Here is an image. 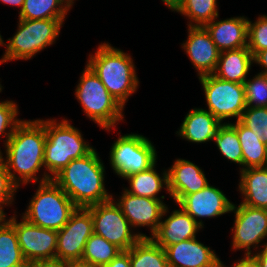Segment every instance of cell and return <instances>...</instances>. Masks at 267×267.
Returning <instances> with one entry per match:
<instances>
[{
  "instance_id": "obj_1",
  "label": "cell",
  "mask_w": 267,
  "mask_h": 267,
  "mask_svg": "<svg viewBox=\"0 0 267 267\" xmlns=\"http://www.w3.org/2000/svg\"><path fill=\"white\" fill-rule=\"evenodd\" d=\"M45 142V126L38 119H23L4 145L5 158L0 149V156L6 164L9 177L18 189L20 185L30 182H43V178L38 177L37 173H40L43 167L45 170Z\"/></svg>"
},
{
  "instance_id": "obj_2",
  "label": "cell",
  "mask_w": 267,
  "mask_h": 267,
  "mask_svg": "<svg viewBox=\"0 0 267 267\" xmlns=\"http://www.w3.org/2000/svg\"><path fill=\"white\" fill-rule=\"evenodd\" d=\"M105 166L93 149L84 157L71 160L52 180L77 207L103 203L113 198L105 189Z\"/></svg>"
},
{
  "instance_id": "obj_3",
  "label": "cell",
  "mask_w": 267,
  "mask_h": 267,
  "mask_svg": "<svg viewBox=\"0 0 267 267\" xmlns=\"http://www.w3.org/2000/svg\"><path fill=\"white\" fill-rule=\"evenodd\" d=\"M86 63L113 98L124 108L129 97L139 86L131 55L104 42L98 45L95 54L89 55Z\"/></svg>"
},
{
  "instance_id": "obj_4",
  "label": "cell",
  "mask_w": 267,
  "mask_h": 267,
  "mask_svg": "<svg viewBox=\"0 0 267 267\" xmlns=\"http://www.w3.org/2000/svg\"><path fill=\"white\" fill-rule=\"evenodd\" d=\"M38 120L45 126L46 133L44 153L46 170L42 173L43 182L51 180L71 160L84 157L94 149L83 139L79 129L71 125L67 119L64 118L60 122L55 118Z\"/></svg>"
},
{
  "instance_id": "obj_5",
  "label": "cell",
  "mask_w": 267,
  "mask_h": 267,
  "mask_svg": "<svg viewBox=\"0 0 267 267\" xmlns=\"http://www.w3.org/2000/svg\"><path fill=\"white\" fill-rule=\"evenodd\" d=\"M81 73L74 95L82 106L85 116L109 132L124 120V108L113 98L87 64Z\"/></svg>"
},
{
  "instance_id": "obj_6",
  "label": "cell",
  "mask_w": 267,
  "mask_h": 267,
  "mask_svg": "<svg viewBox=\"0 0 267 267\" xmlns=\"http://www.w3.org/2000/svg\"><path fill=\"white\" fill-rule=\"evenodd\" d=\"M66 19L25 20L19 19L17 31L8 38L7 44L1 38L5 52L2 63L13 60H29L58 39Z\"/></svg>"
},
{
  "instance_id": "obj_7",
  "label": "cell",
  "mask_w": 267,
  "mask_h": 267,
  "mask_svg": "<svg viewBox=\"0 0 267 267\" xmlns=\"http://www.w3.org/2000/svg\"><path fill=\"white\" fill-rule=\"evenodd\" d=\"M76 208L70 197L51 179L39 183L21 217L33 225L58 231Z\"/></svg>"
},
{
  "instance_id": "obj_8",
  "label": "cell",
  "mask_w": 267,
  "mask_h": 267,
  "mask_svg": "<svg viewBox=\"0 0 267 267\" xmlns=\"http://www.w3.org/2000/svg\"><path fill=\"white\" fill-rule=\"evenodd\" d=\"M109 154L111 168L123 179L157 163V151L153 143L137 133L119 136L112 144Z\"/></svg>"
},
{
  "instance_id": "obj_9",
  "label": "cell",
  "mask_w": 267,
  "mask_h": 267,
  "mask_svg": "<svg viewBox=\"0 0 267 267\" xmlns=\"http://www.w3.org/2000/svg\"><path fill=\"white\" fill-rule=\"evenodd\" d=\"M86 208L92 215L93 233L102 236L122 251L129 250L140 238H149L146 234L133 231L113 199Z\"/></svg>"
},
{
  "instance_id": "obj_10",
  "label": "cell",
  "mask_w": 267,
  "mask_h": 267,
  "mask_svg": "<svg viewBox=\"0 0 267 267\" xmlns=\"http://www.w3.org/2000/svg\"><path fill=\"white\" fill-rule=\"evenodd\" d=\"M202 84L207 109L218 120H240L246 109L244 84L225 81L213 74L198 77Z\"/></svg>"
},
{
  "instance_id": "obj_11",
  "label": "cell",
  "mask_w": 267,
  "mask_h": 267,
  "mask_svg": "<svg viewBox=\"0 0 267 267\" xmlns=\"http://www.w3.org/2000/svg\"><path fill=\"white\" fill-rule=\"evenodd\" d=\"M15 212L7 219L15 228L18 243L28 264L55 263L57 231L26 221L18 222Z\"/></svg>"
},
{
  "instance_id": "obj_12",
  "label": "cell",
  "mask_w": 267,
  "mask_h": 267,
  "mask_svg": "<svg viewBox=\"0 0 267 267\" xmlns=\"http://www.w3.org/2000/svg\"><path fill=\"white\" fill-rule=\"evenodd\" d=\"M93 234V220L87 208L77 207L69 221L57 231L55 263L81 262L85 244Z\"/></svg>"
},
{
  "instance_id": "obj_13",
  "label": "cell",
  "mask_w": 267,
  "mask_h": 267,
  "mask_svg": "<svg viewBox=\"0 0 267 267\" xmlns=\"http://www.w3.org/2000/svg\"><path fill=\"white\" fill-rule=\"evenodd\" d=\"M234 225L231 229V249L245 250L244 254H252L251 248L257 250L267 239V209L233 204ZM262 243V244H261ZM260 244V245H259Z\"/></svg>"
},
{
  "instance_id": "obj_14",
  "label": "cell",
  "mask_w": 267,
  "mask_h": 267,
  "mask_svg": "<svg viewBox=\"0 0 267 267\" xmlns=\"http://www.w3.org/2000/svg\"><path fill=\"white\" fill-rule=\"evenodd\" d=\"M122 195V196H121ZM117 201L122 213L129 221L133 230L137 227H149L150 237L156 232L161 219L169 213L168 205L162 199L136 196L123 190Z\"/></svg>"
},
{
  "instance_id": "obj_15",
  "label": "cell",
  "mask_w": 267,
  "mask_h": 267,
  "mask_svg": "<svg viewBox=\"0 0 267 267\" xmlns=\"http://www.w3.org/2000/svg\"><path fill=\"white\" fill-rule=\"evenodd\" d=\"M225 195L216 186L208 184L202 190L186 195L178 206L204 228L201 218H217L231 213L233 203Z\"/></svg>"
},
{
  "instance_id": "obj_16",
  "label": "cell",
  "mask_w": 267,
  "mask_h": 267,
  "mask_svg": "<svg viewBox=\"0 0 267 267\" xmlns=\"http://www.w3.org/2000/svg\"><path fill=\"white\" fill-rule=\"evenodd\" d=\"M189 57L198 77L213 74L220 51L204 26H188V37L181 45Z\"/></svg>"
},
{
  "instance_id": "obj_17",
  "label": "cell",
  "mask_w": 267,
  "mask_h": 267,
  "mask_svg": "<svg viewBox=\"0 0 267 267\" xmlns=\"http://www.w3.org/2000/svg\"><path fill=\"white\" fill-rule=\"evenodd\" d=\"M167 170L169 195L176 204L186 195L200 191L209 184L201 167L189 160L177 158Z\"/></svg>"
},
{
  "instance_id": "obj_18",
  "label": "cell",
  "mask_w": 267,
  "mask_h": 267,
  "mask_svg": "<svg viewBox=\"0 0 267 267\" xmlns=\"http://www.w3.org/2000/svg\"><path fill=\"white\" fill-rule=\"evenodd\" d=\"M165 252L169 267H218L221 261L214 250L196 238L169 245Z\"/></svg>"
},
{
  "instance_id": "obj_19",
  "label": "cell",
  "mask_w": 267,
  "mask_h": 267,
  "mask_svg": "<svg viewBox=\"0 0 267 267\" xmlns=\"http://www.w3.org/2000/svg\"><path fill=\"white\" fill-rule=\"evenodd\" d=\"M203 229L181 207L174 209L166 219H161L156 232L150 237L162 248L184 240L197 238L196 234Z\"/></svg>"
},
{
  "instance_id": "obj_20",
  "label": "cell",
  "mask_w": 267,
  "mask_h": 267,
  "mask_svg": "<svg viewBox=\"0 0 267 267\" xmlns=\"http://www.w3.org/2000/svg\"><path fill=\"white\" fill-rule=\"evenodd\" d=\"M217 18L204 27L220 52L247 47V17L236 16L225 20H216Z\"/></svg>"
},
{
  "instance_id": "obj_21",
  "label": "cell",
  "mask_w": 267,
  "mask_h": 267,
  "mask_svg": "<svg viewBox=\"0 0 267 267\" xmlns=\"http://www.w3.org/2000/svg\"><path fill=\"white\" fill-rule=\"evenodd\" d=\"M224 122L218 120L208 110L193 108L184 117L177 136L193 143L211 142L217 136Z\"/></svg>"
},
{
  "instance_id": "obj_22",
  "label": "cell",
  "mask_w": 267,
  "mask_h": 267,
  "mask_svg": "<svg viewBox=\"0 0 267 267\" xmlns=\"http://www.w3.org/2000/svg\"><path fill=\"white\" fill-rule=\"evenodd\" d=\"M253 64V55L248 47L220 52L213 73L219 79L244 84Z\"/></svg>"
},
{
  "instance_id": "obj_23",
  "label": "cell",
  "mask_w": 267,
  "mask_h": 267,
  "mask_svg": "<svg viewBox=\"0 0 267 267\" xmlns=\"http://www.w3.org/2000/svg\"><path fill=\"white\" fill-rule=\"evenodd\" d=\"M238 191L242 204L267 209V166L240 170Z\"/></svg>"
},
{
  "instance_id": "obj_24",
  "label": "cell",
  "mask_w": 267,
  "mask_h": 267,
  "mask_svg": "<svg viewBox=\"0 0 267 267\" xmlns=\"http://www.w3.org/2000/svg\"><path fill=\"white\" fill-rule=\"evenodd\" d=\"M156 163L145 171L127 176L129 189L123 188L126 192L136 196L148 197L152 199H164L165 196H158L162 188L169 194L168 170L160 174L156 170Z\"/></svg>"
},
{
  "instance_id": "obj_25",
  "label": "cell",
  "mask_w": 267,
  "mask_h": 267,
  "mask_svg": "<svg viewBox=\"0 0 267 267\" xmlns=\"http://www.w3.org/2000/svg\"><path fill=\"white\" fill-rule=\"evenodd\" d=\"M230 124L236 129L242 148V169L267 166V144L239 120Z\"/></svg>"
},
{
  "instance_id": "obj_26",
  "label": "cell",
  "mask_w": 267,
  "mask_h": 267,
  "mask_svg": "<svg viewBox=\"0 0 267 267\" xmlns=\"http://www.w3.org/2000/svg\"><path fill=\"white\" fill-rule=\"evenodd\" d=\"M73 4L72 0H24L18 17L25 20L65 19Z\"/></svg>"
},
{
  "instance_id": "obj_27",
  "label": "cell",
  "mask_w": 267,
  "mask_h": 267,
  "mask_svg": "<svg viewBox=\"0 0 267 267\" xmlns=\"http://www.w3.org/2000/svg\"><path fill=\"white\" fill-rule=\"evenodd\" d=\"M6 218L0 223V267H28L15 228Z\"/></svg>"
},
{
  "instance_id": "obj_28",
  "label": "cell",
  "mask_w": 267,
  "mask_h": 267,
  "mask_svg": "<svg viewBox=\"0 0 267 267\" xmlns=\"http://www.w3.org/2000/svg\"><path fill=\"white\" fill-rule=\"evenodd\" d=\"M131 267H169L165 249L150 237L140 238L130 248Z\"/></svg>"
},
{
  "instance_id": "obj_29",
  "label": "cell",
  "mask_w": 267,
  "mask_h": 267,
  "mask_svg": "<svg viewBox=\"0 0 267 267\" xmlns=\"http://www.w3.org/2000/svg\"><path fill=\"white\" fill-rule=\"evenodd\" d=\"M122 250L110 243L102 236L93 233L87 240L81 262L93 267H101L108 264Z\"/></svg>"
},
{
  "instance_id": "obj_30",
  "label": "cell",
  "mask_w": 267,
  "mask_h": 267,
  "mask_svg": "<svg viewBox=\"0 0 267 267\" xmlns=\"http://www.w3.org/2000/svg\"><path fill=\"white\" fill-rule=\"evenodd\" d=\"M177 13L188 18V26H204L219 17L217 0H180Z\"/></svg>"
},
{
  "instance_id": "obj_31",
  "label": "cell",
  "mask_w": 267,
  "mask_h": 267,
  "mask_svg": "<svg viewBox=\"0 0 267 267\" xmlns=\"http://www.w3.org/2000/svg\"><path fill=\"white\" fill-rule=\"evenodd\" d=\"M221 155L230 162L236 163L242 170V148L236 129L228 122H224L213 139Z\"/></svg>"
},
{
  "instance_id": "obj_32",
  "label": "cell",
  "mask_w": 267,
  "mask_h": 267,
  "mask_svg": "<svg viewBox=\"0 0 267 267\" xmlns=\"http://www.w3.org/2000/svg\"><path fill=\"white\" fill-rule=\"evenodd\" d=\"M246 108L267 107V81L264 74L257 73L244 82Z\"/></svg>"
},
{
  "instance_id": "obj_33",
  "label": "cell",
  "mask_w": 267,
  "mask_h": 267,
  "mask_svg": "<svg viewBox=\"0 0 267 267\" xmlns=\"http://www.w3.org/2000/svg\"><path fill=\"white\" fill-rule=\"evenodd\" d=\"M254 22L248 19L247 47L253 57L267 49V15H259Z\"/></svg>"
},
{
  "instance_id": "obj_34",
  "label": "cell",
  "mask_w": 267,
  "mask_h": 267,
  "mask_svg": "<svg viewBox=\"0 0 267 267\" xmlns=\"http://www.w3.org/2000/svg\"><path fill=\"white\" fill-rule=\"evenodd\" d=\"M239 121L267 144V107L246 108Z\"/></svg>"
},
{
  "instance_id": "obj_35",
  "label": "cell",
  "mask_w": 267,
  "mask_h": 267,
  "mask_svg": "<svg viewBox=\"0 0 267 267\" xmlns=\"http://www.w3.org/2000/svg\"><path fill=\"white\" fill-rule=\"evenodd\" d=\"M18 105L15 101H0V138L5 137L3 145L7 143L15 128L23 121L18 117Z\"/></svg>"
},
{
  "instance_id": "obj_36",
  "label": "cell",
  "mask_w": 267,
  "mask_h": 267,
  "mask_svg": "<svg viewBox=\"0 0 267 267\" xmlns=\"http://www.w3.org/2000/svg\"><path fill=\"white\" fill-rule=\"evenodd\" d=\"M17 189L9 177L5 162L0 156V212L5 217L7 214L4 212V206L13 204Z\"/></svg>"
},
{
  "instance_id": "obj_37",
  "label": "cell",
  "mask_w": 267,
  "mask_h": 267,
  "mask_svg": "<svg viewBox=\"0 0 267 267\" xmlns=\"http://www.w3.org/2000/svg\"><path fill=\"white\" fill-rule=\"evenodd\" d=\"M101 267H131L130 263V249L127 251H121L114 259L108 264Z\"/></svg>"
},
{
  "instance_id": "obj_38",
  "label": "cell",
  "mask_w": 267,
  "mask_h": 267,
  "mask_svg": "<svg viewBox=\"0 0 267 267\" xmlns=\"http://www.w3.org/2000/svg\"><path fill=\"white\" fill-rule=\"evenodd\" d=\"M220 266L227 267L222 261H220ZM231 267H259V264L252 254H244L243 258L235 261Z\"/></svg>"
},
{
  "instance_id": "obj_39",
  "label": "cell",
  "mask_w": 267,
  "mask_h": 267,
  "mask_svg": "<svg viewBox=\"0 0 267 267\" xmlns=\"http://www.w3.org/2000/svg\"><path fill=\"white\" fill-rule=\"evenodd\" d=\"M253 63L260 65L263 70H260V74H267V49L258 52L253 57Z\"/></svg>"
},
{
  "instance_id": "obj_40",
  "label": "cell",
  "mask_w": 267,
  "mask_h": 267,
  "mask_svg": "<svg viewBox=\"0 0 267 267\" xmlns=\"http://www.w3.org/2000/svg\"><path fill=\"white\" fill-rule=\"evenodd\" d=\"M263 245L260 246L262 247L259 248L260 250L257 252L256 250H254L255 252L252 253V255L256 258V260L258 261L259 267H267V241L264 242L263 241Z\"/></svg>"
},
{
  "instance_id": "obj_41",
  "label": "cell",
  "mask_w": 267,
  "mask_h": 267,
  "mask_svg": "<svg viewBox=\"0 0 267 267\" xmlns=\"http://www.w3.org/2000/svg\"><path fill=\"white\" fill-rule=\"evenodd\" d=\"M0 2L4 4H9L10 6H17L20 7L19 10L21 11L24 5V0H0Z\"/></svg>"
},
{
  "instance_id": "obj_42",
  "label": "cell",
  "mask_w": 267,
  "mask_h": 267,
  "mask_svg": "<svg viewBox=\"0 0 267 267\" xmlns=\"http://www.w3.org/2000/svg\"><path fill=\"white\" fill-rule=\"evenodd\" d=\"M162 2H164V4L167 6V8H169L172 12L176 11L177 6L180 2V0H161Z\"/></svg>"
},
{
  "instance_id": "obj_43",
  "label": "cell",
  "mask_w": 267,
  "mask_h": 267,
  "mask_svg": "<svg viewBox=\"0 0 267 267\" xmlns=\"http://www.w3.org/2000/svg\"><path fill=\"white\" fill-rule=\"evenodd\" d=\"M28 267H62L59 263L29 264Z\"/></svg>"
},
{
  "instance_id": "obj_44",
  "label": "cell",
  "mask_w": 267,
  "mask_h": 267,
  "mask_svg": "<svg viewBox=\"0 0 267 267\" xmlns=\"http://www.w3.org/2000/svg\"><path fill=\"white\" fill-rule=\"evenodd\" d=\"M62 267H93V266L86 265L80 262H74V263H64L62 264Z\"/></svg>"
},
{
  "instance_id": "obj_45",
  "label": "cell",
  "mask_w": 267,
  "mask_h": 267,
  "mask_svg": "<svg viewBox=\"0 0 267 267\" xmlns=\"http://www.w3.org/2000/svg\"><path fill=\"white\" fill-rule=\"evenodd\" d=\"M5 218V216L0 212V223L2 222V220Z\"/></svg>"
},
{
  "instance_id": "obj_46",
  "label": "cell",
  "mask_w": 267,
  "mask_h": 267,
  "mask_svg": "<svg viewBox=\"0 0 267 267\" xmlns=\"http://www.w3.org/2000/svg\"><path fill=\"white\" fill-rule=\"evenodd\" d=\"M2 64V62L0 61V65ZM2 88H4L2 85H1V82H0V93L1 91L3 90Z\"/></svg>"
}]
</instances>
